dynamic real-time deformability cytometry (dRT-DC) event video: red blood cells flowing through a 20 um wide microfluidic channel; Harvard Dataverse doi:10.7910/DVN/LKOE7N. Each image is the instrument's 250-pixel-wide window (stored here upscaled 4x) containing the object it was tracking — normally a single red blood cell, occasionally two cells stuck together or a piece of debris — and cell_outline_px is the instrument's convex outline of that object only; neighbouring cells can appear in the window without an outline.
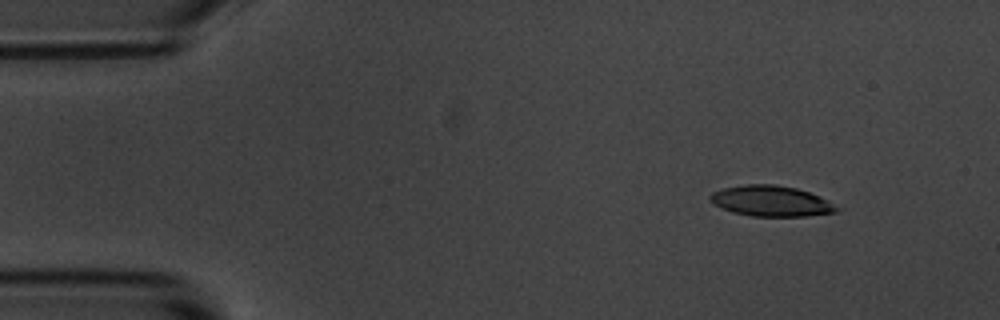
{"species": "common noctule bat (a hibernating species)", "species_latin": "Nyctalus noctula", "temperature_condition": "room temperature", "stored_images_in_passage": 4, "segment_of_instrument_passage": [1, 2], "camera_frame_rate_fps": 3000, "um_per_image_px": 0.085, "animal": {"sex": "male", "body_mass_g": 20.1, "forearm_length_mm": 53.5}, "frame": {"image": 1, "passage_image": 1, "time_ms": 0.0, "image_size_px": [1000, 320], "cell_outline_px": [[840, 208], [836, 212], [804, 216], [752, 216], [732, 212], [712, 204], [708, 200], [708, 196], [712, 192], [724, 188], [748, 184], [776, 184], [796, 188], [820, 196], [828, 200]], "centroid_in_image_um": [65.51, 17.08], "position_along_channel_um": 19.5, "area_um2": 22.66}}